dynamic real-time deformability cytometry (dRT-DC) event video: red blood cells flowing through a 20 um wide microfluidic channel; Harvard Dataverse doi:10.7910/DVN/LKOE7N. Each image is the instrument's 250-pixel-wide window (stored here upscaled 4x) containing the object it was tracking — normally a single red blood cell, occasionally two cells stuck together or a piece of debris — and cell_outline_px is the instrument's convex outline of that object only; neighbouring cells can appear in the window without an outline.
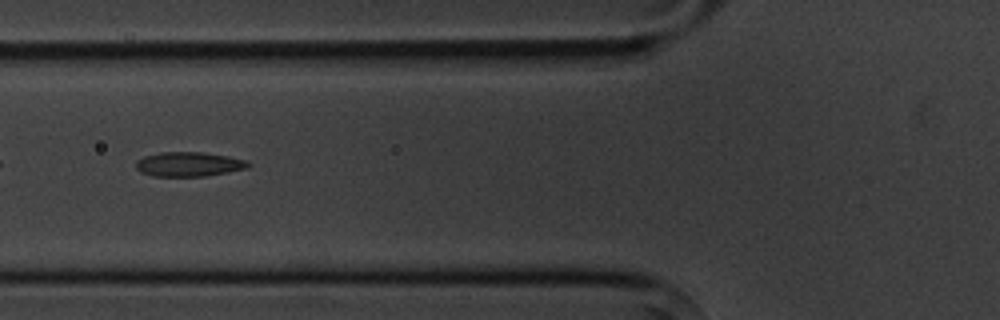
{"species": "common noctule bat (a hibernating species)", "species_latin": "Nyctalus noctula", "temperature_condition": "cold", "stored_images_in_passage": 7, "camera_frame_rate_fps": 3000, "um_per_image_px": 0.085, "animal": {"sex": "male", "body_mass_g": 20.1, "forearm_length_mm": 53.5}, "frame": {"image": 1, "passage_image": 6, "time_ms": 6.0, "image_size_px": [1000, 320], "cell_outline_px": [[252, 164], [248, 168], [228, 172], [204, 176], [152, 176], [140, 172], [136, 168], [136, 160], [144, 156], [160, 152], [200, 152], [228, 156], [248, 160]], "centroid_in_image_um": [16.06, 13.95], "position_along_channel_um": 109.7, "area_um2": 16.13}}
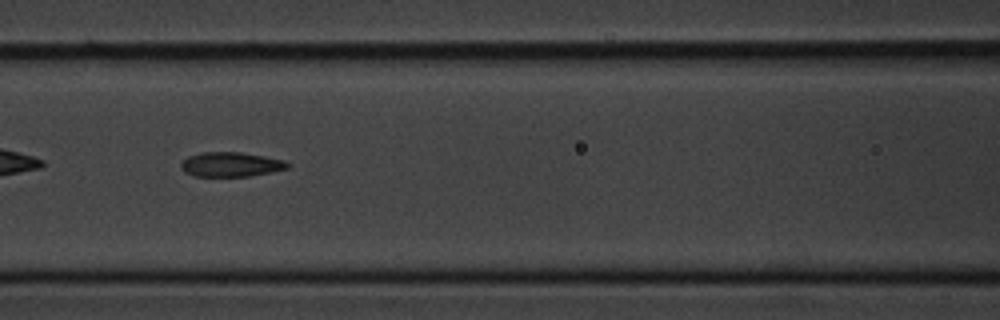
{"frame": {"image": 2, "passage_image": 7, "time_ms": 7.0, "image_size_px": [1000, 320], "cell_outline_px": [[292, 164], [288, 168], [248, 176], [196, 176], [184, 172], [180, 168], [180, 164], [188, 156], [204, 152], [240, 152], [264, 156], [284, 160]], "centroid_in_image_um": [19.61, 13.97], "position_along_channel_um": 147.0, "area_um2": 15.14}}